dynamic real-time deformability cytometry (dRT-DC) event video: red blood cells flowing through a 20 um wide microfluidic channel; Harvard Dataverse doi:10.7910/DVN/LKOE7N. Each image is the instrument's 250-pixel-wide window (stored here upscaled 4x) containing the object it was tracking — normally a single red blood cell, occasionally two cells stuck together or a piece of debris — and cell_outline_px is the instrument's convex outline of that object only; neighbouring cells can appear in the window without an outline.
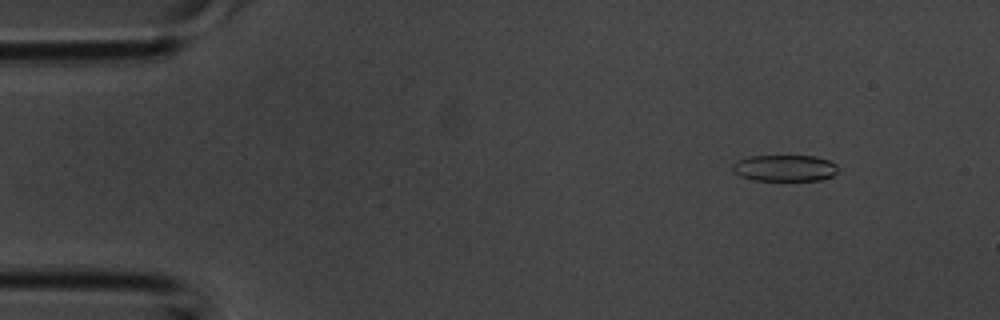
{"species": "common noctule bat (a hibernating species)", "species_latin": "Nyctalus noctula", "temperature_condition": "room temperature", "stored_images_in_passage": 3, "camera_frame_rate_fps": 3000, "um_per_image_px": 0.085, "animal": {"sex": "male", "body_mass_g": 20.1, "forearm_length_mm": 53.5}, "frame": {"image": 1, "passage_image": 2, "time_ms": 0.333, "image_size_px": [1000, 320], "cell_outline_px": [[840, 168], [832, 176], [820, 180], [752, 180], [740, 176], [732, 172], [732, 164], [736, 160], [748, 156], [816, 156], [828, 160], [836, 164]], "centroid_in_image_um": [66.67, 14.28], "position_along_channel_um": 18.3, "area_um2": 16.42}}